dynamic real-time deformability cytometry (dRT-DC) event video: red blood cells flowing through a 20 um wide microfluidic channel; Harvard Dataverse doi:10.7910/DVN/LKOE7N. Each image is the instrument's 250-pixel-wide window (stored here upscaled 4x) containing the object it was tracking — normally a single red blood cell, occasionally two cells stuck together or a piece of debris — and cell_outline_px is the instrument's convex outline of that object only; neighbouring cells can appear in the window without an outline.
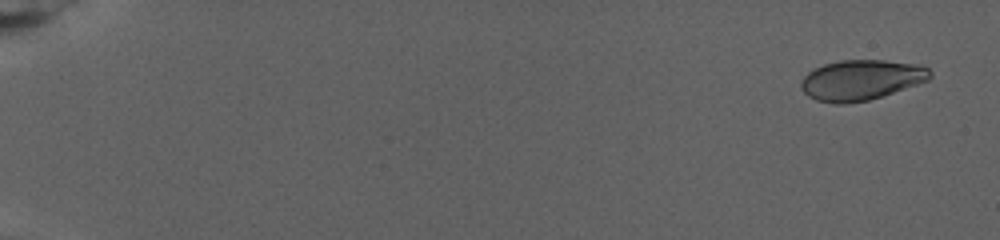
{"species": "human", "species_latin": "Homo sapiens", "temperature_condition": "warm", "stored_images_in_passage": 83, "camera_frame_rate_fps": 3000, "um_per_image_px": 0.085, "donor": {"sex": "female"}, "frame": {"image": 1, "passage_image": 4, "time_ms": 1.0, "image_size_px": [1000, 240], "cell_outline_px": [[932, 76], [928, 80], [868, 100], [844, 104], [836, 104], [816, 100], [808, 96], [800, 88], [800, 80], [808, 72], [824, 64], [840, 60], [884, 60], [920, 64], [928, 68], [932, 72]], "centroid_in_image_um": [73.17, 6.79], "position_along_channel_um": 11.8, "area_um2": 30.23}}
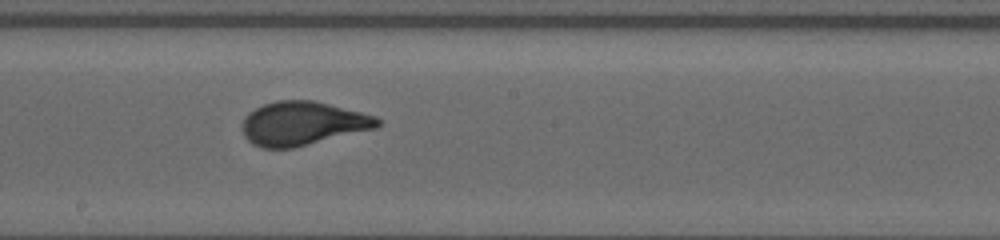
{"frame": {"image": 2, "passage_image": 50, "time_ms": 16.333, "image_size_px": [1000, 240], "cell_outline_px": [[380, 124], [376, 128], [292, 148], [260, 148], [252, 144], [244, 136], [244, 116], [248, 112], [264, 104], [276, 100], [312, 100], [376, 116], [380, 120]], "centroid_in_image_um": [25.7, 10.49], "position_along_channel_um": 222.5, "area_um2": 34.16}}
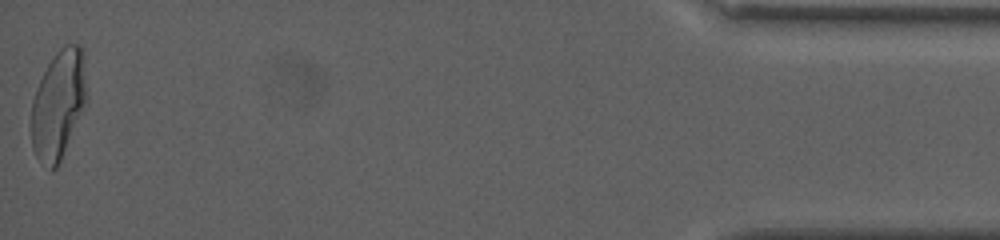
{"frame": {"image": 3, "passage_image": 83, "time_ms": 27.333, "image_size_px": [1000, 240], "cell_outline_px": [[88, 100], [60, 160], [56, 168], [52, 172], [36, 156], [32, 148], [32, 100], [36, 88], [48, 64], [56, 52], [64, 44], [80, 44], [84, 48], [88, 96]], "centroid_in_image_um": [5.0, 8.82], "position_along_channel_um": 430.2, "area_um2": 35.37}, "authors_computed_cell_mechanics": {"area_um2": 32.5992, "velocity_mm_per_s": 2.6135, "shape_relaxation_time_tau1_ms": 6.6421, "shape_relaxation_time_tau2_ms": null, "deformation_change_tau1": 0.2147, "deformation_change_tau2": null}}